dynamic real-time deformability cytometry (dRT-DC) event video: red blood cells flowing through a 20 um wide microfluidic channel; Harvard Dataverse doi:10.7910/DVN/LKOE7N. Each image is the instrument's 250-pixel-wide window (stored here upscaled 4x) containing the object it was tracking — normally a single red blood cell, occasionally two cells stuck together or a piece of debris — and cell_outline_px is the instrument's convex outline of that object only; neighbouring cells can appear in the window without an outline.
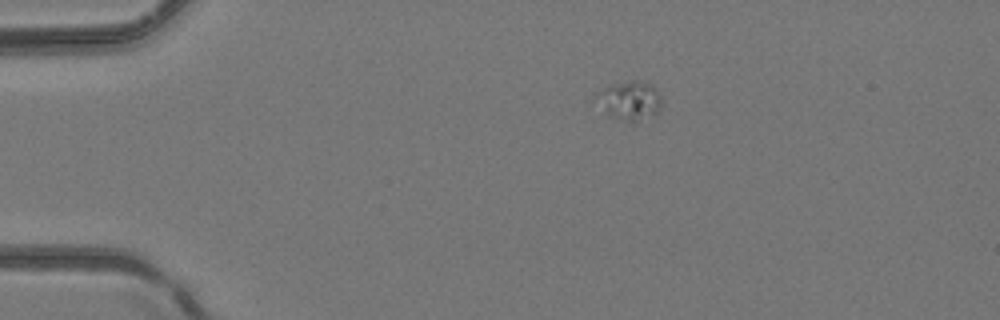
{"species": "common noctule bat (a hibernating species)", "species_latin": "Nyctalus noctula", "temperature_condition": "room temperature", "stored_images_in_passage": 3, "camera_frame_rate_fps": 3000, "um_per_image_px": 0.085, "animal": {"sex": "female", "body_mass_g": 24.6, "forearm_length_mm": 56.2}, "frame": {"image": 1, "passage_image": 1, "time_ms": 0.0, "image_size_px": [1000, 320], "cell_outline_px": [[660, 108], [656, 112], [636, 120], [628, 120], [608, 116], [592, 100], [592, 96], [596, 92], [612, 84], [632, 80], [636, 80], [652, 84], [660, 96]], "centroid_in_image_um": [53.4, 8.5], "position_along_channel_um": 31.6, "area_um2": 14.68}}